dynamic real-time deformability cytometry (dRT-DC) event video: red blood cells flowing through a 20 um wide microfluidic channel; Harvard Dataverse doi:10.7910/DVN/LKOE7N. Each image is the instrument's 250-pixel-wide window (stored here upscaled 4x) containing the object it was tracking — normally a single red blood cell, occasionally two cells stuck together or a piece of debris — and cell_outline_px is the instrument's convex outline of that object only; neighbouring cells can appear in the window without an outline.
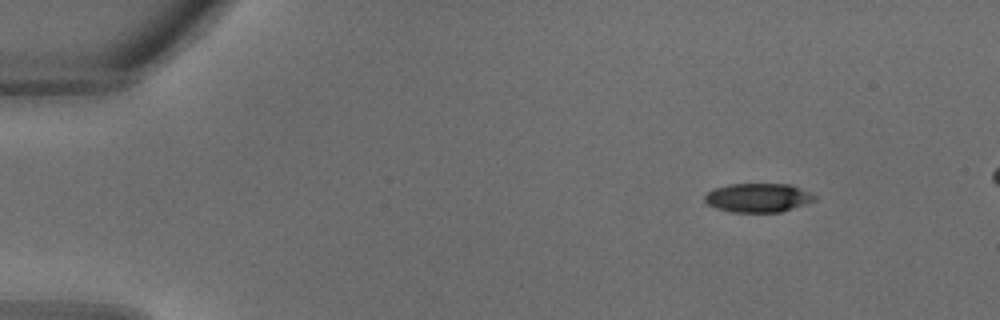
{"species": "common noctule bat (a hibernating species)", "species_latin": "Nyctalus noctula", "temperature_condition": "warm", "stored_images_in_passage": 30, "camera_frame_rate_fps": 3000, "um_per_image_px": 0.085, "animal": {"sex": "male", "body_mass_g": 18.8}, "frame": {"image": 1, "passage_image": 1, "time_ms": 0.0, "image_size_px": [1000, 320], "cell_outline_px": [[816, 200], [780, 212], [732, 212], [716, 208], [708, 204], [704, 200], [704, 196], [708, 192], [716, 188], [728, 184], [792, 184], [816, 196]], "centroid_in_image_um": [64.43, 16.8], "position_along_channel_um": 20.6, "area_um2": 18.38}}
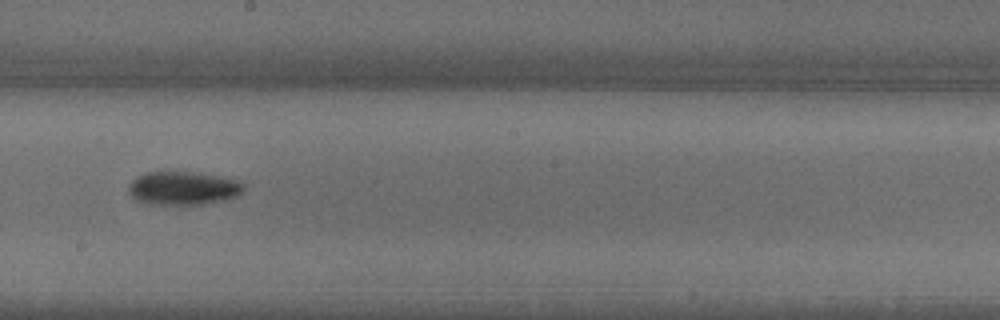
{"frame": {"image": 2, "passage_image": 16, "time_ms": 5.0, "image_size_px": [1000, 320], "cell_outline_px": [[244, 188], [236, 196], [204, 204], [148, 204], [136, 200], [128, 192], [128, 184], [136, 176], [144, 172], [192, 172], [240, 180], [244, 184]], "centroid_in_image_um": [15.51, 15.99], "position_along_channel_um": 232.7, "area_um2": 22.31}}
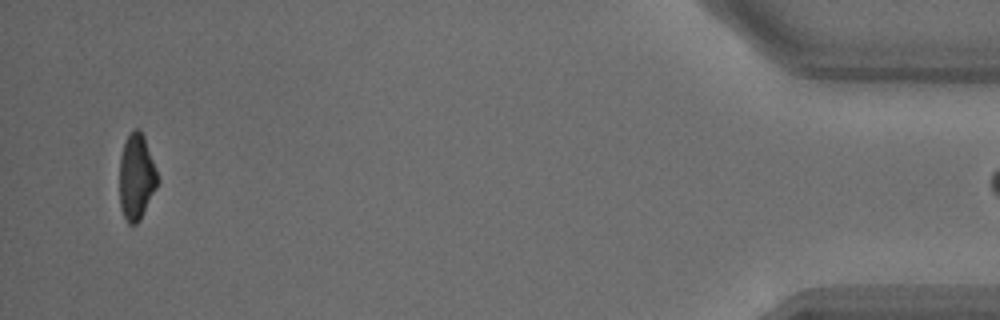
{"frame": {"image": 3, "passage_image": 29, "time_ms": 9.333, "image_size_px": [1000, 320], "cell_outline_px": [[160, 180], [140, 220], [136, 224], [128, 224], [120, 208], [120, 156], [124, 144], [128, 136], [136, 128], [140, 128], [144, 136]], "centroid_in_image_um": [11.6, 15.05], "position_along_channel_um": 423.6, "area_um2": 18.96}}